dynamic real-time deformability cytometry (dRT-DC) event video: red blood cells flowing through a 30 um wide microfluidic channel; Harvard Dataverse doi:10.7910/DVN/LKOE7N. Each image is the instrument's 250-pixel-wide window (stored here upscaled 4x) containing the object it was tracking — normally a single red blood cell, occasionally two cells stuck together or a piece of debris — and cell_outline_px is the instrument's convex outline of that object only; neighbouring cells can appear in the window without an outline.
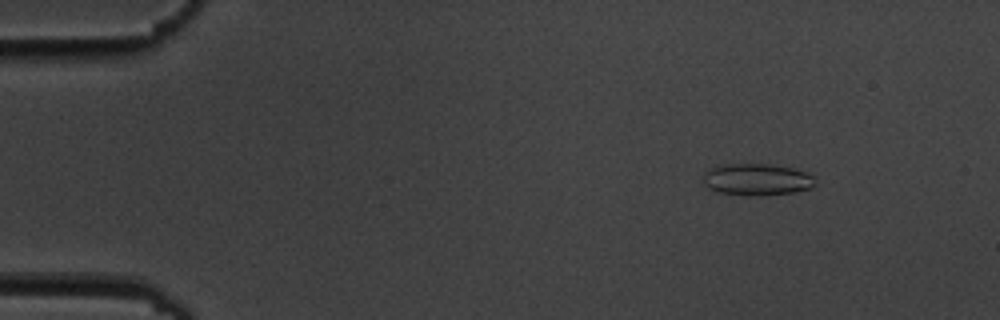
{"species": "common noctule bat (a hibernating species)", "species_latin": "Nyctalus noctula", "temperature_condition": "cold", "stored_images_in_passage": 6, "camera_frame_rate_fps": 3000, "um_per_image_px": 0.085, "animal": {"sex": "male", "body_mass_g": 19.5, "forearm_length_mm": 54.6}, "frame": {"image": 1, "passage_image": 2, "time_ms": 1.0, "image_size_px": [1000, 320], "cell_outline_px": [[816, 184], [812, 188], [792, 192], [760, 196], [720, 192], [708, 188], [704, 184], [704, 172], [720, 164], [768, 164], [792, 168], [804, 172], [812, 176]], "centroid_in_image_um": [64.33, 15.25], "position_along_channel_um": 20.7, "area_um2": 20.52}}
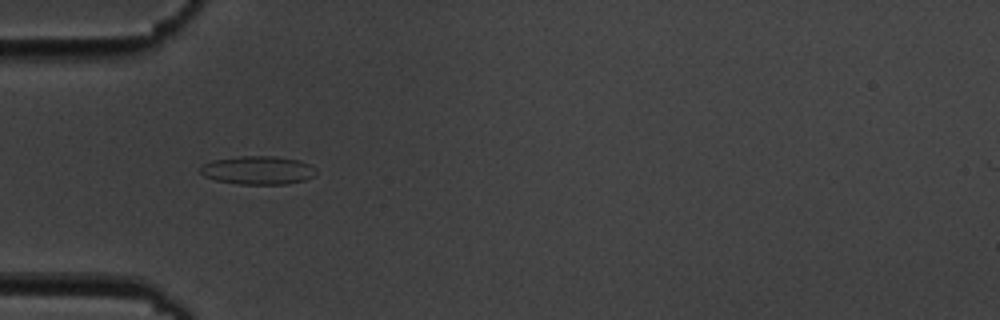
{"frame": {"image": 2, "passage_image": 5, "time_ms": 4.667, "image_size_px": [1000, 320], "cell_outline_px": [[316, 172], [312, 176], [304, 180], [288, 184], [240, 184], [216, 180], [204, 176], [200, 172], [200, 168], [204, 164], [212, 160], [240, 156], [276, 156], [300, 160], [316, 168]], "centroid_in_image_um": [21.93, 14.46], "position_along_channel_um": 63.1, "area_um2": 19.13}}